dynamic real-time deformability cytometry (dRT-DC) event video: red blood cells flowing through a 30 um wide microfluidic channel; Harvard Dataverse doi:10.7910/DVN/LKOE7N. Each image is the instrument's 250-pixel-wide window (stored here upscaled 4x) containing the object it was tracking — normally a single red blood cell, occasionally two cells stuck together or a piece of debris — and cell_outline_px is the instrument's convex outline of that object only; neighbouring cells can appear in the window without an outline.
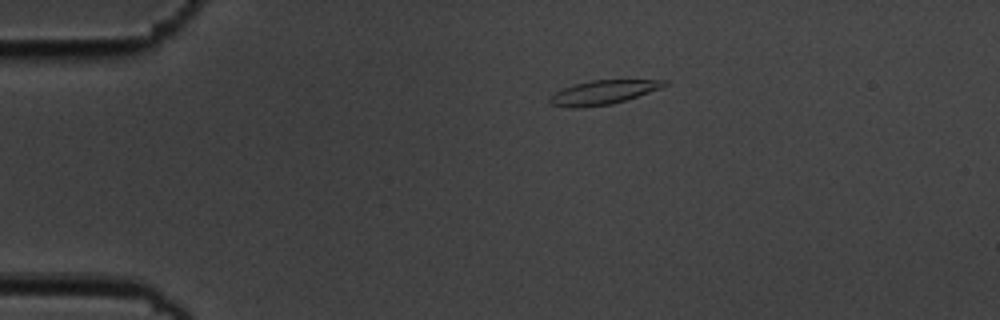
{"species": "common noctule bat (a hibernating species)", "species_latin": "Nyctalus noctula", "temperature_condition": "cold", "stored_images_in_passage": 46, "camera_frame_rate_fps": 3000, "um_per_image_px": 0.085, "animal": {"sex": "male", "body_mass_g": 19.5, "forearm_length_mm": 54.6}, "frame": {"image": 1, "passage_image": 1, "time_ms": 0.0, "image_size_px": [1000, 320], "cell_outline_px": [[668, 84], [660, 88], [612, 104], [580, 108], [572, 108], [552, 104], [548, 100], [556, 92], [564, 88], [576, 84], [592, 80], [668, 80]], "centroid_in_image_um": [51.27, 7.85], "position_along_channel_um": 33.7, "area_um2": 15.66}}
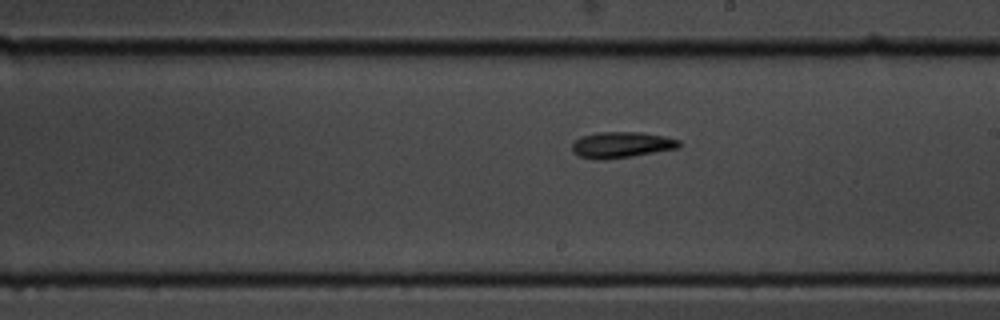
{"frame": {"image": 2, "passage_image": 22, "time_ms": 7.0, "image_size_px": [1000, 320], "cell_outline_px": [[680, 148], [632, 156], [604, 160], [596, 160], [580, 156], [572, 152], [572, 144], [576, 140], [584, 136], [596, 132], [640, 132], [664, 136], [680, 140]], "centroid_in_image_um": [52.84, 12.32], "position_along_channel_um": 236.2, "area_um2": 16.24}}
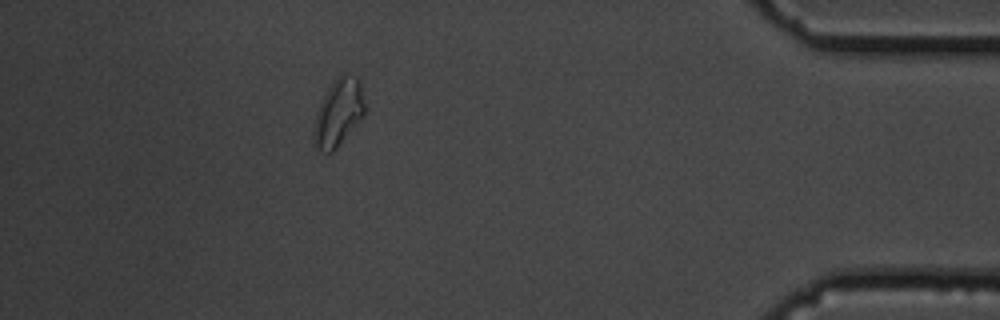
{"frame": {"image": 3, "passage_image": 40, "time_ms": 13.0, "image_size_px": [1000, 320], "cell_outline_px": [[364, 116], [336, 148], [332, 152], [328, 152], [316, 148], [312, 144], [312, 132], [316, 112], [328, 88], [340, 72], [344, 72], [356, 76], [360, 80], [364, 104]], "centroid_in_image_um": [28.75, 9.55], "position_along_channel_um": 406.5, "area_um2": 20.11}, "authors_computed_cell_mechanics": {"area_um2": 15.895, "velocity_mm_per_s": 3.5808, "shape_relaxation_time_tau1_ms": 4.0513, "shape_relaxation_time_tau2_ms": 6.0516, "deformation_change_tau1": 0.1265, "deformation_change_tau2": 0.1398}}